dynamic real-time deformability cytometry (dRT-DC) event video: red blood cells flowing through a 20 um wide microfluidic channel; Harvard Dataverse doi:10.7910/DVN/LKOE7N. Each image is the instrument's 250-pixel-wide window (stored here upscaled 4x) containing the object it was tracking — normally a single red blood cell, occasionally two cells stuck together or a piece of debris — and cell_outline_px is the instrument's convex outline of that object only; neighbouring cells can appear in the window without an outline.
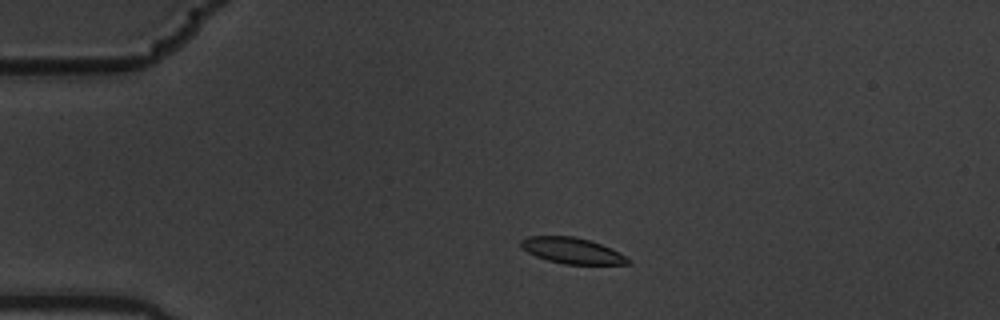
{"species": "common noctule bat (a hibernating species)", "species_latin": "Nyctalus noctula", "temperature_condition": "warm", "stored_images_in_passage": 4, "camera_frame_rate_fps": 3000, "um_per_image_px": 0.085, "animal": {"sex": "male", "body_mass_g": 19.5, "forearm_length_mm": 54.6}, "frame": {"image": 1, "passage_image": 2, "time_ms": 0.333, "image_size_px": [1000, 320], "cell_outline_px": [[632, 264], [564, 264], [548, 260], [536, 256], [520, 248], [520, 240], [528, 236], [572, 236], [588, 240], [612, 248], [632, 260]], "centroid_in_image_um": [48.63, 21.31], "position_along_channel_um": 36.4, "area_um2": 16.18}}
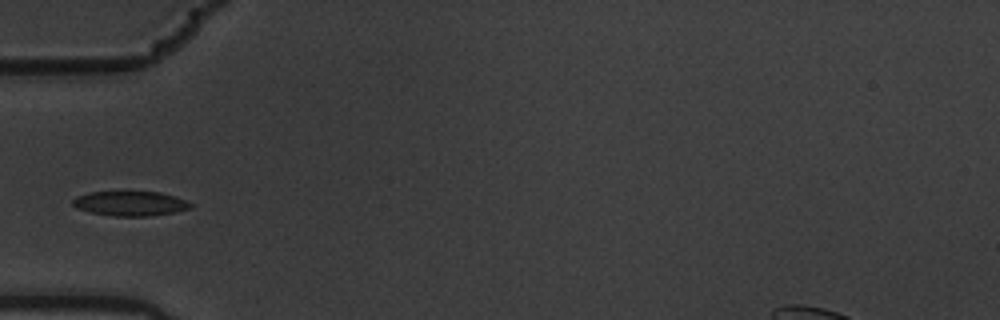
{"frame": {"image": 2, "passage_image": 4, "time_ms": 1.0, "image_size_px": [1000, 320], "cell_outline_px": [[192, 208], [176, 212], [152, 216], [112, 216], [92, 212], [76, 208], [72, 204], [72, 200], [76, 196], [88, 192], [160, 192], [176, 196], [192, 204]], "centroid_in_image_um": [11.08, 17.3], "position_along_channel_um": 73.9, "area_um2": 16.99}}